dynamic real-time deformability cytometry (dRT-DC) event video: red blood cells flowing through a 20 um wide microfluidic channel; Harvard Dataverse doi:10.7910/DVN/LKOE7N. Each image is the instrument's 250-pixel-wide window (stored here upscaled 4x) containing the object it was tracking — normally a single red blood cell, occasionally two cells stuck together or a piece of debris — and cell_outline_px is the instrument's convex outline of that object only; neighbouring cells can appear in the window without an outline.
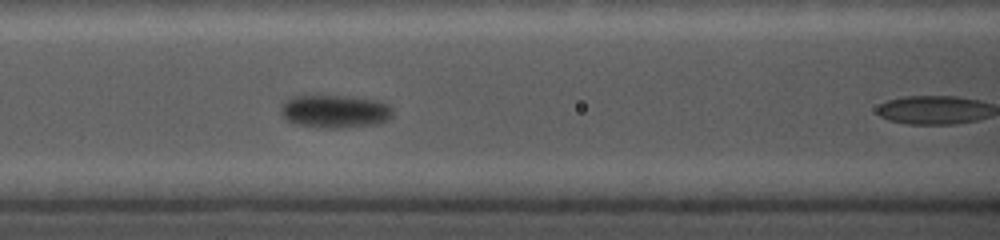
{"species": "common noctule bat (a hibernating species)", "species_latin": "Nyctalus noctula", "temperature_condition": "cold", "stored_images_in_passage": 7, "camera_frame_rate_fps": 5000, "um_per_image_px": 0.085, "animal": {"sex": "female", "body_mass_g": 19.0, "forearm_length_mm": 56.7}, "frame": {"image": 1, "passage_image": 5, "time_ms": 3.6, "image_size_px": [1000, 240], "cell_outline_px": [[392, 116], [388, 120], [376, 124], [340, 128], [316, 128], [296, 124], [284, 120], [280, 112], [280, 108], [288, 96], [340, 96], [376, 100], [388, 104], [392, 108]], "centroid_in_image_um": [28.41, 9.48], "position_along_channel_um": 138.2, "area_um2": 21.73}}
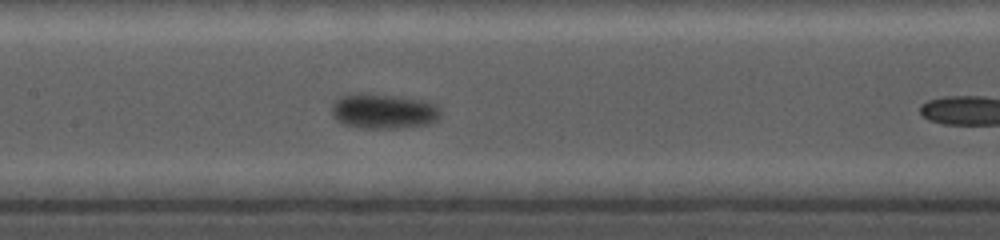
{"frame": {"image": 2, "passage_image": 6, "time_ms": 4.6, "image_size_px": [1000, 240], "cell_outline_px": [[440, 116], [436, 120], [428, 124], [396, 128], [360, 128], [344, 124], [336, 120], [332, 116], [332, 104], [340, 96], [352, 92], [360, 92], [396, 96], [420, 100], [436, 104], [440, 112]], "centroid_in_image_um": [32.54, 9.44], "position_along_channel_um": 174.9, "area_um2": 22.31}}